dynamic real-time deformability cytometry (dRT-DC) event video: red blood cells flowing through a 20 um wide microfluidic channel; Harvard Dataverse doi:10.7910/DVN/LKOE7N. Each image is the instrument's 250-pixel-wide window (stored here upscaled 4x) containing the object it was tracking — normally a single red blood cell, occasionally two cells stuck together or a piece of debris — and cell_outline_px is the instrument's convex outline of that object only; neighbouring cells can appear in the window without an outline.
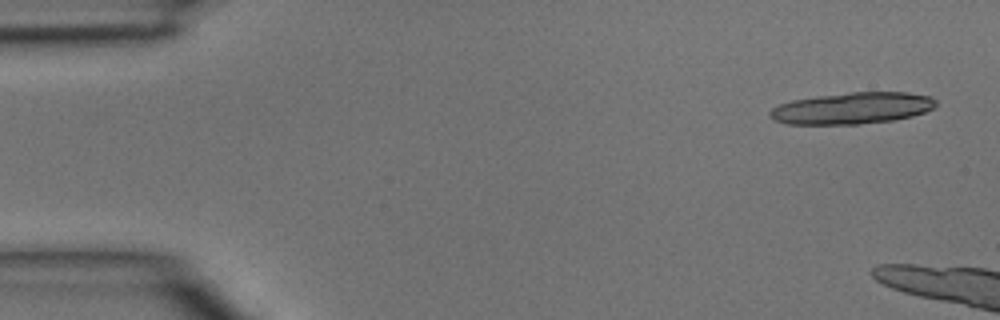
{"species": "common noctule bat (a hibernating species)", "species_latin": "Nyctalus noctula", "temperature_condition": "room temperature", "stored_images_in_passage": 4, "camera_frame_rate_fps": 3000, "um_per_image_px": 0.085, "animal": {"sex": "male", "body_mass_g": 15.6}, "frame": {"image": 1, "passage_image": 1, "time_ms": 0.0, "image_size_px": [1000, 320], "cell_outline_px": [[936, 104], [932, 108], [924, 112], [912, 116], [892, 120], [860, 124], [788, 124], [776, 120], [768, 116], [768, 112], [772, 108], [780, 104], [792, 100], [816, 96], [848, 92], [908, 92], [928, 96], [936, 100]], "centroid_in_image_um": [72.41, 9.19], "position_along_channel_um": 12.6, "area_um2": 30.46}}